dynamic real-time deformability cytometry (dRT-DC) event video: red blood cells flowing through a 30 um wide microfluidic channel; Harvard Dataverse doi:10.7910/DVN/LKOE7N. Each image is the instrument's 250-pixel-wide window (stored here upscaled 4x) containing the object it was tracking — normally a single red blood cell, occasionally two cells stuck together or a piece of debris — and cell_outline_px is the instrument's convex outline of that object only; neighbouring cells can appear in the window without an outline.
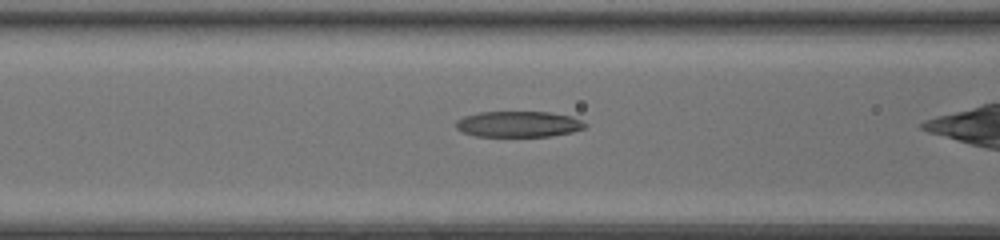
{"species": "common noctule bat (a hibernating species)", "species_latin": "Nyctalus noctula", "temperature_condition": "room temperature", "stored_images_in_passage": 24, "camera_frame_rate_fps": 3000, "um_per_image_px": 0.085, "animal": {"sex": "female", "body_mass_g": 20.0, "forearm_length_mm": 54.0}, "frame": {"image": 1, "passage_image": 6, "time_ms": 1.667, "image_size_px": [1000, 240], "cell_outline_px": [[588, 124], [584, 128], [572, 132], [552, 136], [476, 136], [464, 132], [456, 128], [456, 120], [464, 116], [480, 112], [548, 112], [572, 116]], "centroid_in_image_um": [44.08, 10.55], "position_along_channel_um": 122.5, "area_um2": 19.42}}
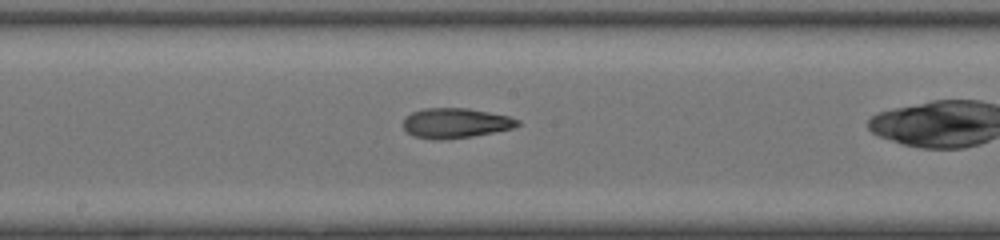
{"frame": {"image": 2, "passage_image": 12, "time_ms": 3.667, "image_size_px": [1000, 240], "cell_outline_px": [[520, 124], [512, 128], [472, 136], [440, 140], [432, 140], [412, 136], [404, 128], [404, 116], [412, 112], [424, 108], [468, 108], [508, 116], [520, 120]], "centroid_in_image_um": [38.68, 10.46], "position_along_channel_um": 209.5, "area_um2": 19.94}}
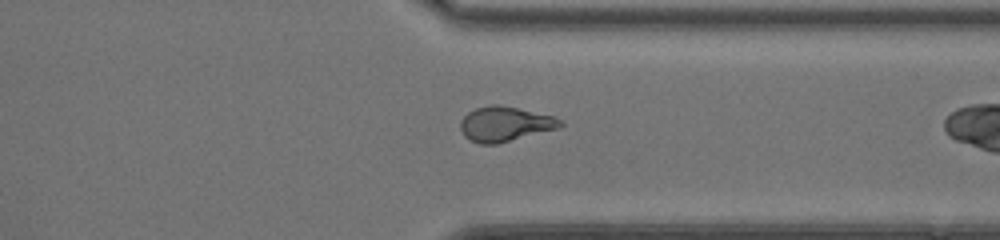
{"frame": {"image": 3, "passage_image": 23, "time_ms": 7.333, "image_size_px": [1000, 240], "cell_outline_px": [[564, 124], [560, 128], [496, 144], [480, 144], [468, 140], [464, 136], [460, 128], [460, 120], [468, 112], [476, 108], [492, 104], [496, 104], [516, 108], [552, 116], [564, 120]], "centroid_in_image_um": [42.91, 10.55], "position_along_channel_um": 368.5, "area_um2": 20.29}}